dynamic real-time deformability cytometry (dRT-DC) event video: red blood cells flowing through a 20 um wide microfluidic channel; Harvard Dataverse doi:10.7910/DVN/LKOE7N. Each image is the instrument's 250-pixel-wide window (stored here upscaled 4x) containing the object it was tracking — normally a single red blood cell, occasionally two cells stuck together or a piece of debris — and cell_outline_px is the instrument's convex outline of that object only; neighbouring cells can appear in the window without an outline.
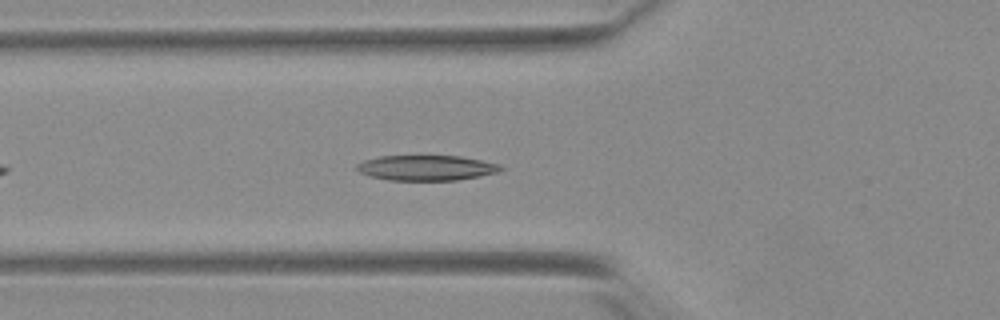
{"species": "Egyptian fruit bat (a non-hibernating species)", "species_latin": "Rousettus aegyptiacus", "temperature_condition": "warm", "stored_images_in_passage": 27, "camera_frame_rate_fps": 3000, "um_per_image_px": 0.085, "animal": {"sex": "female"}, "frame": {"image": 1, "passage_image": 8, "time_ms": 2.333, "image_size_px": [1000, 320], "cell_outline_px": [[504, 168], [500, 172], [480, 176], [456, 180], [388, 180], [372, 176], [360, 172], [356, 168], [356, 164], [364, 160], [380, 156], [460, 156], [500, 164]], "centroid_in_image_um": [36.27, 14.26], "position_along_channel_um": 89.5, "area_um2": 21.1}}
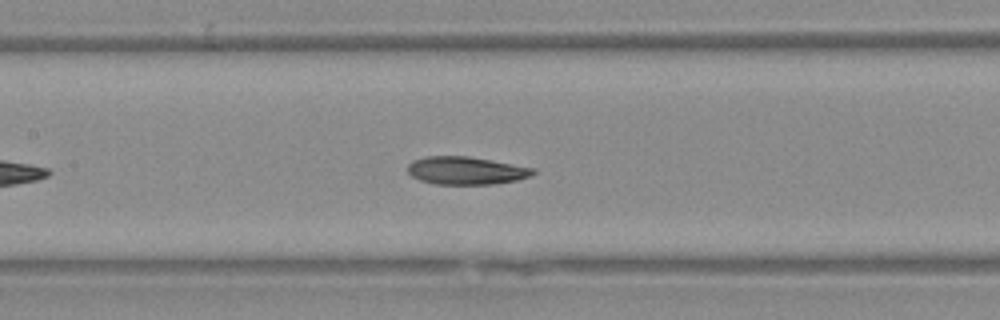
{"frame": {"image": 2, "passage_image": 14, "time_ms": 4.333, "image_size_px": [1000, 320], "cell_outline_px": [[536, 172], [528, 176], [516, 180], [496, 184], [436, 184], [420, 180], [412, 176], [408, 172], [408, 164], [412, 160], [424, 156], [468, 156], [536, 168]], "centroid_in_image_um": [39.6, 14.49], "position_along_channel_um": 167.8, "area_um2": 20.35}}
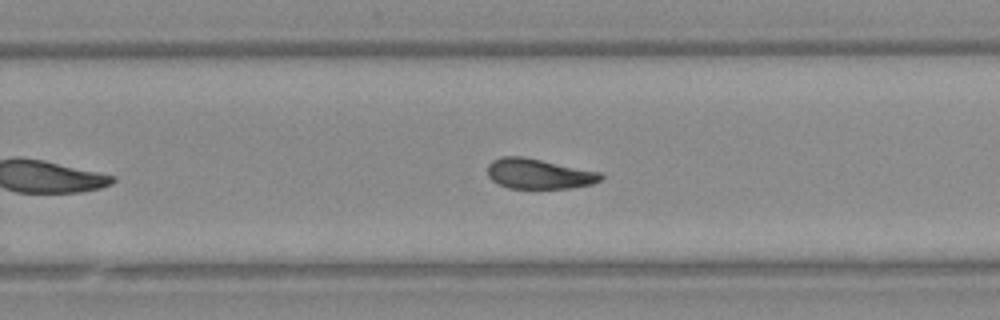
{"frame": {"image": 3, "passage_image": 23, "time_ms": 7.333, "image_size_px": [1000, 320], "cell_outline_px": [[604, 176], [600, 180], [592, 184], [568, 188], [508, 188], [492, 180], [488, 176], [488, 164], [492, 160], [500, 156], [524, 156], [600, 172]], "centroid_in_image_um": [45.78, 14.76], "position_along_channel_um": 284.0, "area_um2": 19.88}}